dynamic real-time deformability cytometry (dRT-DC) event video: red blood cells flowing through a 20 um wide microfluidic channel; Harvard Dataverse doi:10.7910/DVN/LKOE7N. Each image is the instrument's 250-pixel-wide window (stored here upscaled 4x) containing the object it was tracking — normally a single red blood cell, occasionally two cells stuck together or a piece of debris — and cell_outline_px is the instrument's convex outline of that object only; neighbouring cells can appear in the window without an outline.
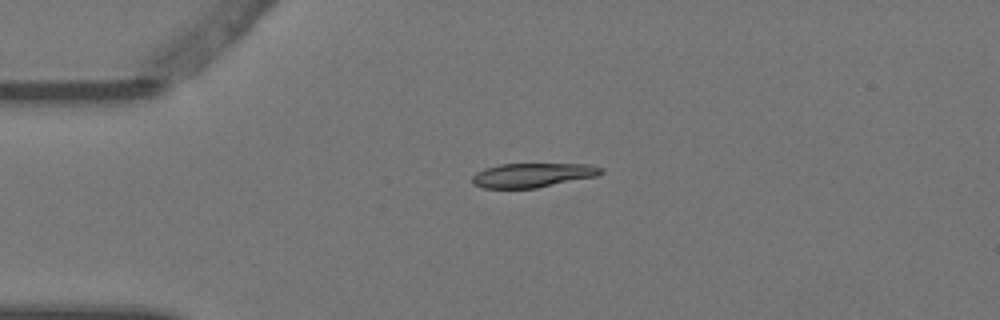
{"species": "Egyptian fruit bat (a non-hibernating species)", "species_latin": "Rousettus aegyptiacus", "temperature_condition": "warm", "stored_images_in_passage": 3, "camera_frame_rate_fps": 3000, "um_per_image_px": 0.085, "animal": {"sex": "female"}, "frame": {"image": 1, "passage_image": 2, "time_ms": 0.333, "image_size_px": [1000, 320], "cell_outline_px": [[604, 172], [596, 176], [536, 188], [480, 188], [472, 184], [472, 176], [476, 172], [484, 168], [500, 164], [592, 164], [604, 168]], "centroid_in_image_um": [45.25, 14.88], "position_along_channel_um": 39.7, "area_um2": 18.32}}